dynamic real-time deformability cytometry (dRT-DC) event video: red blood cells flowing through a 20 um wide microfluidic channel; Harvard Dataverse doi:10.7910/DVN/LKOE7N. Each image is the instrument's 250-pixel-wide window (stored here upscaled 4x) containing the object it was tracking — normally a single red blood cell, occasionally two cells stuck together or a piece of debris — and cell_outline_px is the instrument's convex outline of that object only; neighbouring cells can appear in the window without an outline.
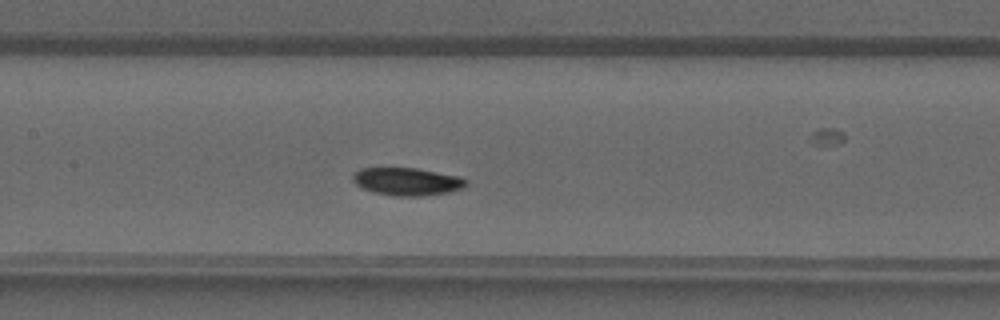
{"species": "common noctule bat (a hibernating species)", "species_latin": "Nyctalus noctula", "temperature_condition": "warm", "stored_images_in_passage": 33, "camera_frame_rate_fps": 3000, "um_per_image_px": 0.085, "animal": {"sex": "male", "forearm_length_mm": 52.5}, "frame": {"image": 1, "passage_image": 13, "time_ms": 4.0, "image_size_px": [1000, 320], "cell_outline_px": [[468, 184], [452, 192], [420, 196], [392, 196], [372, 192], [360, 188], [352, 180], [352, 176], [360, 168], [416, 168], [460, 176], [468, 180]], "centroid_in_image_um": [34.6, 15.44], "position_along_channel_um": 172.8, "area_um2": 18.5}}
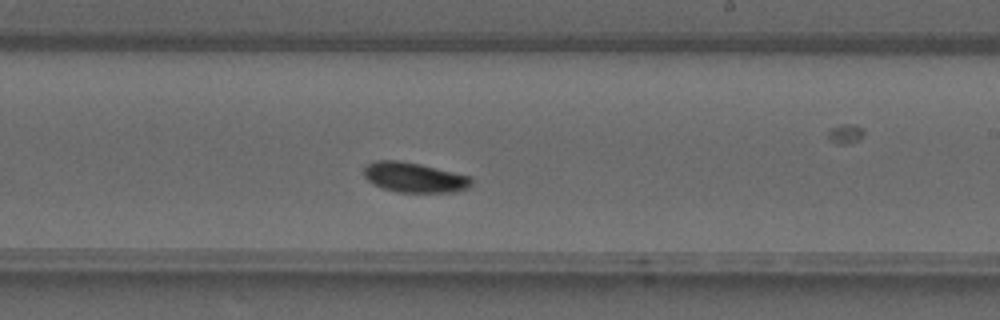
{"frame": {"image": 2, "passage_image": 18, "time_ms": 5.667, "image_size_px": [1000, 320], "cell_outline_px": [[472, 184], [468, 188], [456, 192], [396, 192], [372, 184], [364, 176], [364, 168], [368, 164], [376, 160], [400, 160], [420, 164], [472, 176]], "centroid_in_image_um": [35.24, 15.08], "position_along_channel_um": 253.8, "area_um2": 18.9}}
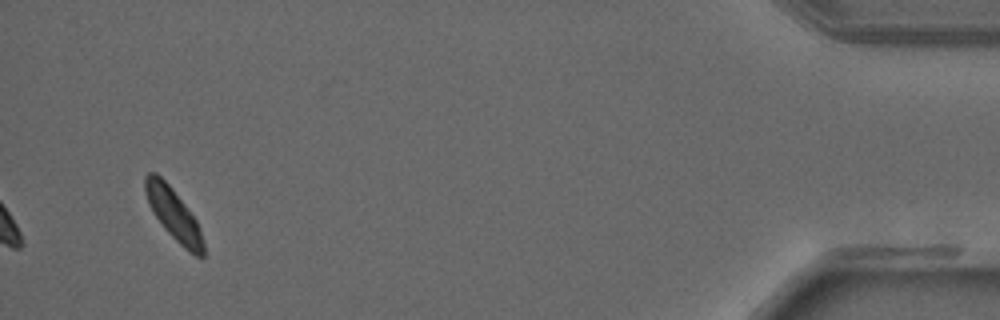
{"frame": {"image": 3, "passage_image": 33, "time_ms": 10.667, "image_size_px": [1000, 320], "cell_outline_px": [[204, 256], [196, 256], [188, 252], [164, 228], [152, 212], [148, 204], [144, 192], [144, 176], [148, 172], [156, 172], [172, 188], [196, 220], [204, 244]], "centroid_in_image_um": [14.71, 18.18], "position_along_channel_um": 420.5, "area_um2": 17.34}}